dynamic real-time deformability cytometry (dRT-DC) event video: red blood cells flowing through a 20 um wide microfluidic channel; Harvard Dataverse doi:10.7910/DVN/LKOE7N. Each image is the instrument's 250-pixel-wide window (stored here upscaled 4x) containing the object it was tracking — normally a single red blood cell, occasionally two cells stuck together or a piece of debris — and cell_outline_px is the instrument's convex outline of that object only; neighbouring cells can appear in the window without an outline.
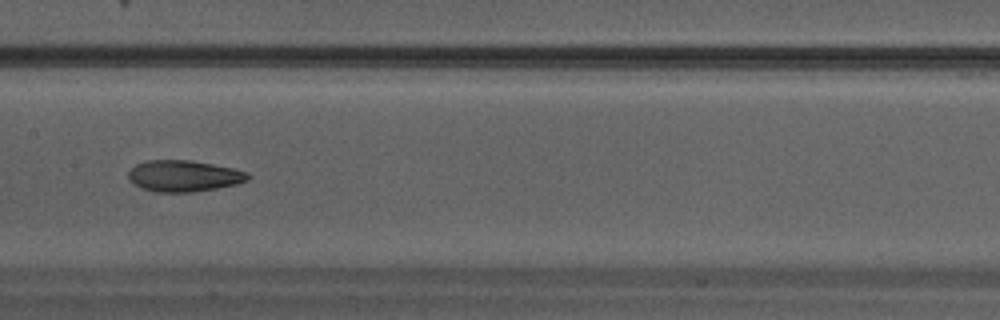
{"species": "Egyptian fruit bat (a non-hibernating species)", "species_latin": "Rousettus aegyptiacus", "temperature_condition": "warm", "stored_images_in_passage": 31, "camera_frame_rate_fps": 3000, "um_per_image_px": 0.085, "animal": {"sex": "male"}, "frame": {"image": 1, "passage_image": 18, "time_ms": 5.667, "image_size_px": [1000, 320], "cell_outline_px": [[252, 176], [248, 180], [236, 184], [216, 188], [192, 192], [156, 192], [140, 188], [128, 180], [128, 172], [136, 164], [144, 160], [192, 160], [232, 168], [248, 172]], "centroid_in_image_um": [15.6, 14.95], "position_along_channel_um": 191.8, "area_um2": 21.96}}